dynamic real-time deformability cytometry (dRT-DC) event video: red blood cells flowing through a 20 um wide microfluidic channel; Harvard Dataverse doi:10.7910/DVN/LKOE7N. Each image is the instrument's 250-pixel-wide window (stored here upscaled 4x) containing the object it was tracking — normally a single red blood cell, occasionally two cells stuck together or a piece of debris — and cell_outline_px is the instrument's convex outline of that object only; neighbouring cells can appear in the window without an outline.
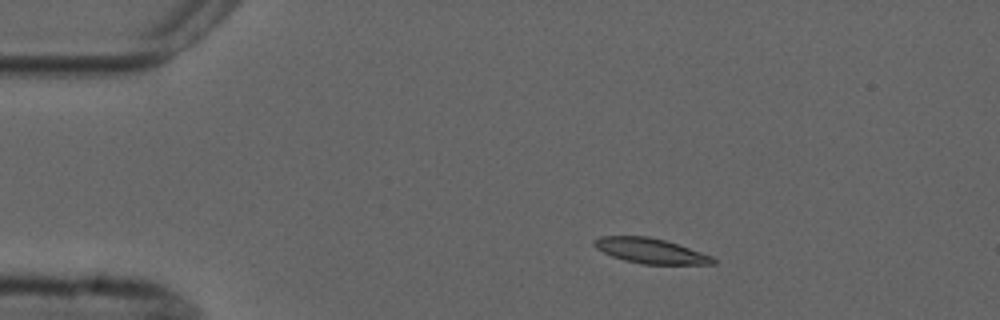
{"species": "common noctule bat (a hibernating species)", "species_latin": "Nyctalus noctula", "temperature_condition": "cold", "stored_images_in_passage": 3, "camera_frame_rate_fps": 3000, "um_per_image_px": 0.085, "animal": {"sex": "male", "forearm_length_mm": 52.5}, "frame": {"image": 1, "passage_image": 1, "time_ms": 0.0, "image_size_px": [1000, 320], "cell_outline_px": [[716, 264], [644, 264], [624, 260], [612, 256], [596, 248], [592, 244], [592, 240], [600, 236], [648, 236], [664, 240], [712, 256], [716, 260]], "centroid_in_image_um": [55.25, 21.32], "position_along_channel_um": 29.7, "area_um2": 17.22}}